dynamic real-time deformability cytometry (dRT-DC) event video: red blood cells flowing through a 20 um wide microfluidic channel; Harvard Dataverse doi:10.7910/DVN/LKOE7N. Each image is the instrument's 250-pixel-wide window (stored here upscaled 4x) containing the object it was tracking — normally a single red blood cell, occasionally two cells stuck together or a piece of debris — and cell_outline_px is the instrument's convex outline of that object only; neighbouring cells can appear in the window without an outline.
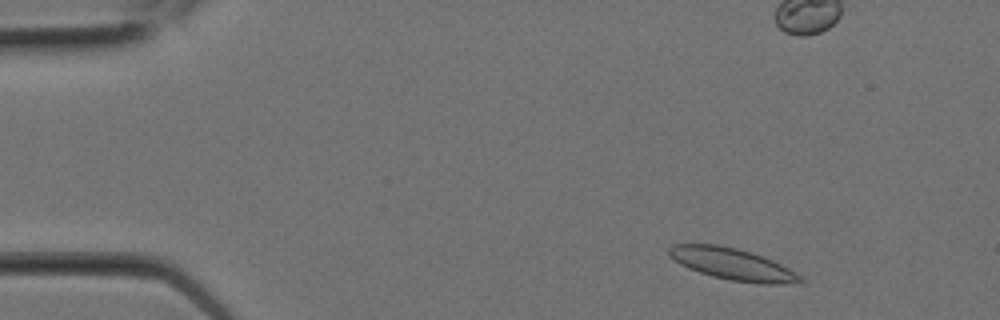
{"species": "Egyptian fruit bat (a non-hibernating species)", "species_latin": "Rousettus aegyptiacus", "temperature_condition": "room temperature", "stored_images_in_passage": 8, "camera_frame_rate_fps": 3000, "um_per_image_px": 0.085, "animal": {"sex": "female"}, "frame": {"image": 1, "passage_image": 2, "time_ms": 0.333, "image_size_px": [1000, 320], "cell_outline_px": [[808, 280], [780, 284], [756, 284], [728, 280], [712, 276], [688, 268], [680, 264], [668, 252], [668, 248], [672, 244], [716, 244], [736, 248], [772, 260], [788, 268]], "centroid_in_image_um": [62.26, 22.46], "position_along_channel_um": 22.7, "area_um2": 23.99}}
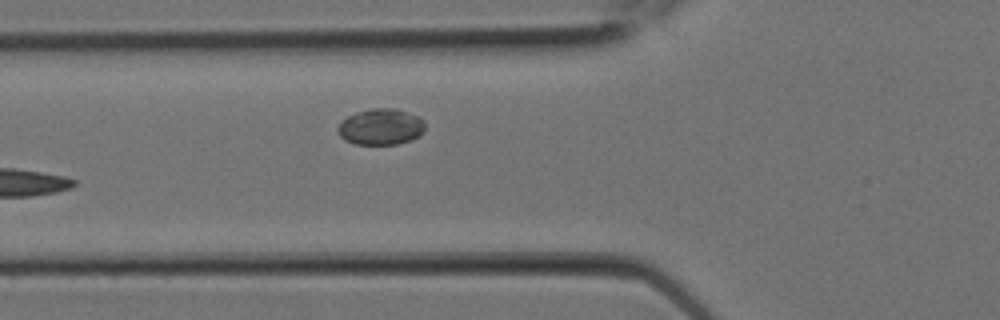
{"frame": {"image": 2, "passage_image": 8, "time_ms": 2.333, "image_size_px": [1000, 320], "cell_outline_px": [[424, 132], [420, 136], [396, 144], [356, 144], [344, 140], [340, 136], [336, 128], [340, 120], [356, 112], [372, 108], [396, 108], [416, 116], [424, 120]], "centroid_in_image_um": [32.33, 10.77], "position_along_channel_um": 93.5, "area_um2": 18.44}}